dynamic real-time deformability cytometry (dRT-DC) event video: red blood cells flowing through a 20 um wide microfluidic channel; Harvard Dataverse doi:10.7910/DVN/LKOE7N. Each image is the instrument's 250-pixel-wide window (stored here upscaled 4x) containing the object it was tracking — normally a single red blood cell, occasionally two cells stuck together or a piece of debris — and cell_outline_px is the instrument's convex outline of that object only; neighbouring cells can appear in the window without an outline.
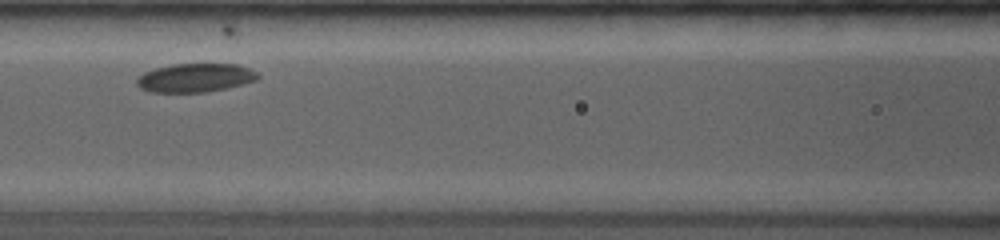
{"species": "common noctule bat (a hibernating species)", "species_latin": "Nyctalus noctula", "temperature_condition": "room temperature", "stored_images_in_passage": 11, "camera_frame_rate_fps": 4000, "um_per_image_px": 0.085, "animal": {"sex": "female", "body_mass_g": 19.0, "forearm_length_mm": 53.3}, "frame": {"image": 1, "passage_image": 5, "time_ms": 3.0, "image_size_px": [1000, 240], "cell_outline_px": [[260, 76], [256, 80], [244, 84], [204, 92], [152, 92], [140, 88], [136, 84], [136, 80], [144, 72], [156, 68], [172, 64], [236, 64], [248, 68], [256, 72]], "centroid_in_image_um": [16.59, 6.61], "position_along_channel_um": 150.0, "area_um2": 20.06}}
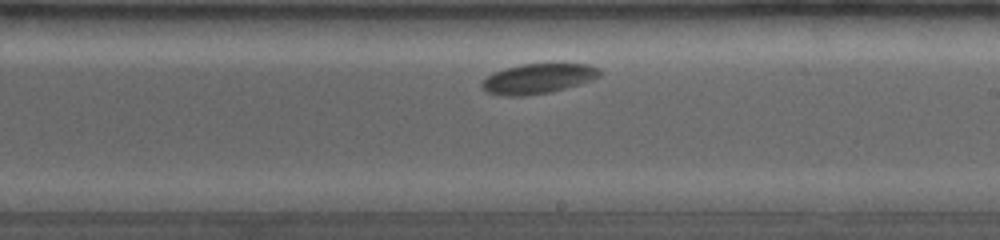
{"frame": {"image": 2, "passage_image": 10, "time_ms": 5.5, "image_size_px": [1000, 240], "cell_outline_px": [[600, 76], [592, 80], [580, 84], [548, 92], [524, 96], [504, 96], [488, 92], [480, 84], [492, 72], [504, 68], [520, 64], [588, 64], [600, 68]], "centroid_in_image_um": [45.73, 6.67], "position_along_channel_um": 243.3, "area_um2": 20.46}}